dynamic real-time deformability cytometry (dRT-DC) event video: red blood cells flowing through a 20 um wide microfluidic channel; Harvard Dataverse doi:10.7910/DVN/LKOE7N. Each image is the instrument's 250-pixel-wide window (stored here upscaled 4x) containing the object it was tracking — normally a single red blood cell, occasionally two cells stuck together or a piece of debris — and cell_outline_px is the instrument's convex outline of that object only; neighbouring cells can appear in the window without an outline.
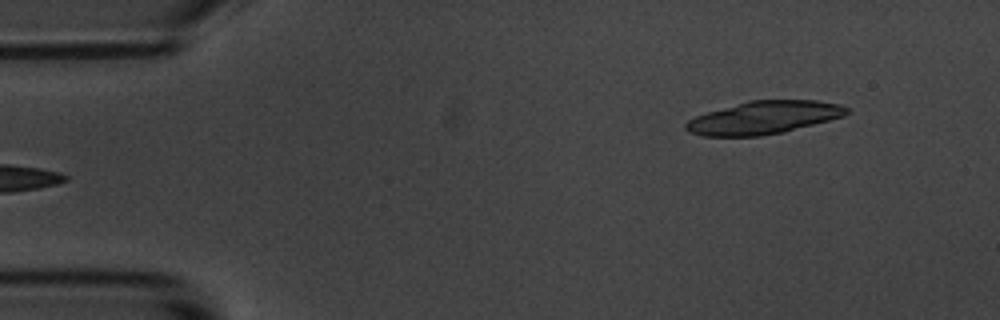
{"species": "common noctule bat (a hibernating species)", "species_latin": "Nyctalus noctula", "temperature_condition": "room temperature", "stored_images_in_passage": 6, "segment_of_instrument_passage": [2, 2], "camera_frame_rate_fps": 3000, "um_per_image_px": 0.085, "animal": {"sex": "male", "body_mass_g": 20.1, "forearm_length_mm": 53.5}, "frame": {"image": 1, "passage_image": 6, "time_ms": 6.0, "image_size_px": [1000, 320], "cell_outline_px": [[848, 112], [844, 116], [784, 132], [760, 136], [704, 136], [688, 132], [684, 128], [684, 124], [688, 120], [696, 116], [708, 112], [748, 100], [816, 100], [840, 104], [848, 108]], "centroid_in_image_um": [64.9, 10.0], "position_along_channel_um": 20.1, "area_um2": 30.75}}